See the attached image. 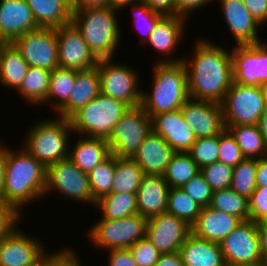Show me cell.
I'll return each mask as SVG.
<instances>
[{"label": "cell", "instance_id": "obj_1", "mask_svg": "<svg viewBox=\"0 0 267 266\" xmlns=\"http://www.w3.org/2000/svg\"><path fill=\"white\" fill-rule=\"evenodd\" d=\"M208 38V35L196 38L193 52L183 54L189 97L221 105L233 82L232 48L228 50Z\"/></svg>", "mask_w": 267, "mask_h": 266}, {"label": "cell", "instance_id": "obj_2", "mask_svg": "<svg viewBox=\"0 0 267 266\" xmlns=\"http://www.w3.org/2000/svg\"><path fill=\"white\" fill-rule=\"evenodd\" d=\"M47 168L22 146L7 147L2 201L13 206L23 217L33 203L44 202ZM28 206V207H27ZM23 210V211H22Z\"/></svg>", "mask_w": 267, "mask_h": 266}, {"label": "cell", "instance_id": "obj_3", "mask_svg": "<svg viewBox=\"0 0 267 266\" xmlns=\"http://www.w3.org/2000/svg\"><path fill=\"white\" fill-rule=\"evenodd\" d=\"M151 67L152 83L148 91L142 89L141 107L152 119L160 113L180 109L190 97L187 69L183 61L155 62Z\"/></svg>", "mask_w": 267, "mask_h": 266}, {"label": "cell", "instance_id": "obj_4", "mask_svg": "<svg viewBox=\"0 0 267 266\" xmlns=\"http://www.w3.org/2000/svg\"><path fill=\"white\" fill-rule=\"evenodd\" d=\"M120 13L109 6L75 10L72 13L71 22L97 59L115 58L120 51L123 43Z\"/></svg>", "mask_w": 267, "mask_h": 266}, {"label": "cell", "instance_id": "obj_5", "mask_svg": "<svg viewBox=\"0 0 267 266\" xmlns=\"http://www.w3.org/2000/svg\"><path fill=\"white\" fill-rule=\"evenodd\" d=\"M27 129L20 145L46 168L68 158L70 141L74 136L69 119L55 115L38 118L29 128L27 125Z\"/></svg>", "mask_w": 267, "mask_h": 266}, {"label": "cell", "instance_id": "obj_6", "mask_svg": "<svg viewBox=\"0 0 267 266\" xmlns=\"http://www.w3.org/2000/svg\"><path fill=\"white\" fill-rule=\"evenodd\" d=\"M130 107L100 93L70 118L74 134L107 139L113 127Z\"/></svg>", "mask_w": 267, "mask_h": 266}, {"label": "cell", "instance_id": "obj_7", "mask_svg": "<svg viewBox=\"0 0 267 266\" xmlns=\"http://www.w3.org/2000/svg\"><path fill=\"white\" fill-rule=\"evenodd\" d=\"M147 219L140 214L117 220L98 218L86 232L89 244L98 250L128 249L145 237Z\"/></svg>", "mask_w": 267, "mask_h": 266}, {"label": "cell", "instance_id": "obj_8", "mask_svg": "<svg viewBox=\"0 0 267 266\" xmlns=\"http://www.w3.org/2000/svg\"><path fill=\"white\" fill-rule=\"evenodd\" d=\"M115 58L98 59L100 92L126 103L130 108L141 106L142 89L140 72L130 64Z\"/></svg>", "mask_w": 267, "mask_h": 266}, {"label": "cell", "instance_id": "obj_9", "mask_svg": "<svg viewBox=\"0 0 267 266\" xmlns=\"http://www.w3.org/2000/svg\"><path fill=\"white\" fill-rule=\"evenodd\" d=\"M53 192L65 198L66 202L72 199L74 205L76 201L82 206L88 204L94 208L89 175L81 171L69 158L59 160L47 167L44 199Z\"/></svg>", "mask_w": 267, "mask_h": 266}, {"label": "cell", "instance_id": "obj_10", "mask_svg": "<svg viewBox=\"0 0 267 266\" xmlns=\"http://www.w3.org/2000/svg\"><path fill=\"white\" fill-rule=\"evenodd\" d=\"M152 130V119L144 109L141 106L132 107L113 127L106 142L115 157L133 158Z\"/></svg>", "mask_w": 267, "mask_h": 266}, {"label": "cell", "instance_id": "obj_11", "mask_svg": "<svg viewBox=\"0 0 267 266\" xmlns=\"http://www.w3.org/2000/svg\"><path fill=\"white\" fill-rule=\"evenodd\" d=\"M221 106L226 129L231 125H257L266 110L259 86L243 85L234 81Z\"/></svg>", "mask_w": 267, "mask_h": 266}, {"label": "cell", "instance_id": "obj_12", "mask_svg": "<svg viewBox=\"0 0 267 266\" xmlns=\"http://www.w3.org/2000/svg\"><path fill=\"white\" fill-rule=\"evenodd\" d=\"M20 227L0 241V266H38L53 252V248L49 251L45 247L43 239L27 234Z\"/></svg>", "mask_w": 267, "mask_h": 266}, {"label": "cell", "instance_id": "obj_13", "mask_svg": "<svg viewBox=\"0 0 267 266\" xmlns=\"http://www.w3.org/2000/svg\"><path fill=\"white\" fill-rule=\"evenodd\" d=\"M12 43L30 67L50 71L59 67L56 28L39 27L17 37Z\"/></svg>", "mask_w": 267, "mask_h": 266}, {"label": "cell", "instance_id": "obj_14", "mask_svg": "<svg viewBox=\"0 0 267 266\" xmlns=\"http://www.w3.org/2000/svg\"><path fill=\"white\" fill-rule=\"evenodd\" d=\"M219 245L227 264L263 266L259 233L254 221H242Z\"/></svg>", "mask_w": 267, "mask_h": 266}, {"label": "cell", "instance_id": "obj_15", "mask_svg": "<svg viewBox=\"0 0 267 266\" xmlns=\"http://www.w3.org/2000/svg\"><path fill=\"white\" fill-rule=\"evenodd\" d=\"M231 47L234 82L250 86L267 82V41Z\"/></svg>", "mask_w": 267, "mask_h": 266}, {"label": "cell", "instance_id": "obj_16", "mask_svg": "<svg viewBox=\"0 0 267 266\" xmlns=\"http://www.w3.org/2000/svg\"><path fill=\"white\" fill-rule=\"evenodd\" d=\"M188 19L178 15H164L156 24L154 30L151 32L146 45H150L159 55L158 63L166 62H180L183 61L184 55L181 56L175 53L180 52V44L185 42L183 39L186 36ZM177 51V52H176ZM173 58H172V56ZM161 56V57H160Z\"/></svg>", "mask_w": 267, "mask_h": 266}, {"label": "cell", "instance_id": "obj_17", "mask_svg": "<svg viewBox=\"0 0 267 266\" xmlns=\"http://www.w3.org/2000/svg\"><path fill=\"white\" fill-rule=\"evenodd\" d=\"M191 234V226L183 219L163 213L147 219L145 237L161 254L179 252Z\"/></svg>", "mask_w": 267, "mask_h": 266}, {"label": "cell", "instance_id": "obj_18", "mask_svg": "<svg viewBox=\"0 0 267 266\" xmlns=\"http://www.w3.org/2000/svg\"><path fill=\"white\" fill-rule=\"evenodd\" d=\"M56 33L59 67L81 71L97 66L98 59L72 22L56 28Z\"/></svg>", "mask_w": 267, "mask_h": 266}, {"label": "cell", "instance_id": "obj_19", "mask_svg": "<svg viewBox=\"0 0 267 266\" xmlns=\"http://www.w3.org/2000/svg\"><path fill=\"white\" fill-rule=\"evenodd\" d=\"M220 6L234 45H253L264 41L259 35L263 28L250 14L243 0H215ZM222 10V11H221Z\"/></svg>", "mask_w": 267, "mask_h": 266}, {"label": "cell", "instance_id": "obj_20", "mask_svg": "<svg viewBox=\"0 0 267 266\" xmlns=\"http://www.w3.org/2000/svg\"><path fill=\"white\" fill-rule=\"evenodd\" d=\"M180 109L196 138L217 136L226 129L220 104L189 98Z\"/></svg>", "mask_w": 267, "mask_h": 266}, {"label": "cell", "instance_id": "obj_21", "mask_svg": "<svg viewBox=\"0 0 267 266\" xmlns=\"http://www.w3.org/2000/svg\"><path fill=\"white\" fill-rule=\"evenodd\" d=\"M38 28L26 0H0V43H11Z\"/></svg>", "mask_w": 267, "mask_h": 266}, {"label": "cell", "instance_id": "obj_22", "mask_svg": "<svg viewBox=\"0 0 267 266\" xmlns=\"http://www.w3.org/2000/svg\"><path fill=\"white\" fill-rule=\"evenodd\" d=\"M152 129L175 152H188L197 139L193 129L185 122L181 109L154 116Z\"/></svg>", "mask_w": 267, "mask_h": 266}, {"label": "cell", "instance_id": "obj_23", "mask_svg": "<svg viewBox=\"0 0 267 266\" xmlns=\"http://www.w3.org/2000/svg\"><path fill=\"white\" fill-rule=\"evenodd\" d=\"M170 186L163 175L145 174L138 191V214L149 219L166 213Z\"/></svg>", "mask_w": 267, "mask_h": 266}, {"label": "cell", "instance_id": "obj_24", "mask_svg": "<svg viewBox=\"0 0 267 266\" xmlns=\"http://www.w3.org/2000/svg\"><path fill=\"white\" fill-rule=\"evenodd\" d=\"M241 222L238 217L206 206L191 225V233L200 239L220 243Z\"/></svg>", "mask_w": 267, "mask_h": 266}, {"label": "cell", "instance_id": "obj_25", "mask_svg": "<svg viewBox=\"0 0 267 266\" xmlns=\"http://www.w3.org/2000/svg\"><path fill=\"white\" fill-rule=\"evenodd\" d=\"M175 151L153 130L132 158L145 174L163 175Z\"/></svg>", "mask_w": 267, "mask_h": 266}, {"label": "cell", "instance_id": "obj_26", "mask_svg": "<svg viewBox=\"0 0 267 266\" xmlns=\"http://www.w3.org/2000/svg\"><path fill=\"white\" fill-rule=\"evenodd\" d=\"M75 136V140L71 138L70 141L68 158L81 171L89 174L91 170L111 155L106 139L80 136L77 134Z\"/></svg>", "mask_w": 267, "mask_h": 266}, {"label": "cell", "instance_id": "obj_27", "mask_svg": "<svg viewBox=\"0 0 267 266\" xmlns=\"http://www.w3.org/2000/svg\"><path fill=\"white\" fill-rule=\"evenodd\" d=\"M100 93V78L97 67L89 70H76V80L68 101L54 115L69 119Z\"/></svg>", "mask_w": 267, "mask_h": 266}, {"label": "cell", "instance_id": "obj_28", "mask_svg": "<svg viewBox=\"0 0 267 266\" xmlns=\"http://www.w3.org/2000/svg\"><path fill=\"white\" fill-rule=\"evenodd\" d=\"M185 266H224L219 243L200 239L192 233L179 249Z\"/></svg>", "mask_w": 267, "mask_h": 266}, {"label": "cell", "instance_id": "obj_29", "mask_svg": "<svg viewBox=\"0 0 267 266\" xmlns=\"http://www.w3.org/2000/svg\"><path fill=\"white\" fill-rule=\"evenodd\" d=\"M38 27L59 28L71 23V0H26Z\"/></svg>", "mask_w": 267, "mask_h": 266}, {"label": "cell", "instance_id": "obj_30", "mask_svg": "<svg viewBox=\"0 0 267 266\" xmlns=\"http://www.w3.org/2000/svg\"><path fill=\"white\" fill-rule=\"evenodd\" d=\"M29 65L11 43H0V85L15 92L20 88Z\"/></svg>", "mask_w": 267, "mask_h": 266}, {"label": "cell", "instance_id": "obj_31", "mask_svg": "<svg viewBox=\"0 0 267 266\" xmlns=\"http://www.w3.org/2000/svg\"><path fill=\"white\" fill-rule=\"evenodd\" d=\"M50 75V70L29 66L20 88L16 91L21 97L19 99L35 109L38 107L41 109L47 98Z\"/></svg>", "mask_w": 267, "mask_h": 266}, {"label": "cell", "instance_id": "obj_32", "mask_svg": "<svg viewBox=\"0 0 267 266\" xmlns=\"http://www.w3.org/2000/svg\"><path fill=\"white\" fill-rule=\"evenodd\" d=\"M102 219L117 220L138 214L136 193H110L99 198L94 209Z\"/></svg>", "mask_w": 267, "mask_h": 266}, {"label": "cell", "instance_id": "obj_33", "mask_svg": "<svg viewBox=\"0 0 267 266\" xmlns=\"http://www.w3.org/2000/svg\"><path fill=\"white\" fill-rule=\"evenodd\" d=\"M75 80V69L57 67L51 71L49 90L44 107H50V111L55 114L68 101Z\"/></svg>", "mask_w": 267, "mask_h": 266}, {"label": "cell", "instance_id": "obj_34", "mask_svg": "<svg viewBox=\"0 0 267 266\" xmlns=\"http://www.w3.org/2000/svg\"><path fill=\"white\" fill-rule=\"evenodd\" d=\"M227 129L234 136L244 158L267 156V147L257 125H231Z\"/></svg>", "mask_w": 267, "mask_h": 266}, {"label": "cell", "instance_id": "obj_35", "mask_svg": "<svg viewBox=\"0 0 267 266\" xmlns=\"http://www.w3.org/2000/svg\"><path fill=\"white\" fill-rule=\"evenodd\" d=\"M144 171L132 158L115 157V175L111 193H137Z\"/></svg>", "mask_w": 267, "mask_h": 266}, {"label": "cell", "instance_id": "obj_36", "mask_svg": "<svg viewBox=\"0 0 267 266\" xmlns=\"http://www.w3.org/2000/svg\"><path fill=\"white\" fill-rule=\"evenodd\" d=\"M198 173L200 168L188 152H175L163 177L170 188H181Z\"/></svg>", "mask_w": 267, "mask_h": 266}, {"label": "cell", "instance_id": "obj_37", "mask_svg": "<svg viewBox=\"0 0 267 266\" xmlns=\"http://www.w3.org/2000/svg\"><path fill=\"white\" fill-rule=\"evenodd\" d=\"M209 207L238 217L241 221L250 220L248 198L231 188L214 191Z\"/></svg>", "mask_w": 267, "mask_h": 266}, {"label": "cell", "instance_id": "obj_38", "mask_svg": "<svg viewBox=\"0 0 267 266\" xmlns=\"http://www.w3.org/2000/svg\"><path fill=\"white\" fill-rule=\"evenodd\" d=\"M202 206L180 188H170L166 213L183 219L190 226L197 220Z\"/></svg>", "mask_w": 267, "mask_h": 266}, {"label": "cell", "instance_id": "obj_39", "mask_svg": "<svg viewBox=\"0 0 267 266\" xmlns=\"http://www.w3.org/2000/svg\"><path fill=\"white\" fill-rule=\"evenodd\" d=\"M92 200L95 203L104 195L110 194L115 175V156L110 155L89 172Z\"/></svg>", "mask_w": 267, "mask_h": 266}, {"label": "cell", "instance_id": "obj_40", "mask_svg": "<svg viewBox=\"0 0 267 266\" xmlns=\"http://www.w3.org/2000/svg\"><path fill=\"white\" fill-rule=\"evenodd\" d=\"M129 7V8H128ZM128 7H125L124 10L129 9L131 11V19H133V26L135 31L139 33V41L142 44H146L148 41L151 32L154 30L157 22L164 16L161 13L151 10L145 3L142 1L131 4Z\"/></svg>", "mask_w": 267, "mask_h": 266}, {"label": "cell", "instance_id": "obj_41", "mask_svg": "<svg viewBox=\"0 0 267 266\" xmlns=\"http://www.w3.org/2000/svg\"><path fill=\"white\" fill-rule=\"evenodd\" d=\"M257 159L244 158L233 168L231 189L249 198L256 189Z\"/></svg>", "mask_w": 267, "mask_h": 266}, {"label": "cell", "instance_id": "obj_42", "mask_svg": "<svg viewBox=\"0 0 267 266\" xmlns=\"http://www.w3.org/2000/svg\"><path fill=\"white\" fill-rule=\"evenodd\" d=\"M188 153L200 169L219 161V135L197 138Z\"/></svg>", "mask_w": 267, "mask_h": 266}, {"label": "cell", "instance_id": "obj_43", "mask_svg": "<svg viewBox=\"0 0 267 266\" xmlns=\"http://www.w3.org/2000/svg\"><path fill=\"white\" fill-rule=\"evenodd\" d=\"M212 191L231 188L233 168L223 162L217 161L200 169Z\"/></svg>", "mask_w": 267, "mask_h": 266}, {"label": "cell", "instance_id": "obj_44", "mask_svg": "<svg viewBox=\"0 0 267 266\" xmlns=\"http://www.w3.org/2000/svg\"><path fill=\"white\" fill-rule=\"evenodd\" d=\"M244 159L241 149L228 129L219 135V161L234 168Z\"/></svg>", "mask_w": 267, "mask_h": 266}, {"label": "cell", "instance_id": "obj_45", "mask_svg": "<svg viewBox=\"0 0 267 266\" xmlns=\"http://www.w3.org/2000/svg\"><path fill=\"white\" fill-rule=\"evenodd\" d=\"M180 189L188 194L200 206L206 207L210 205L213 191L201 172L194 176Z\"/></svg>", "mask_w": 267, "mask_h": 266}, {"label": "cell", "instance_id": "obj_46", "mask_svg": "<svg viewBox=\"0 0 267 266\" xmlns=\"http://www.w3.org/2000/svg\"><path fill=\"white\" fill-rule=\"evenodd\" d=\"M128 249L137 263V266H155L161 255L147 237L138 240Z\"/></svg>", "mask_w": 267, "mask_h": 266}, {"label": "cell", "instance_id": "obj_47", "mask_svg": "<svg viewBox=\"0 0 267 266\" xmlns=\"http://www.w3.org/2000/svg\"><path fill=\"white\" fill-rule=\"evenodd\" d=\"M248 201L250 220L256 223L267 222V187H256Z\"/></svg>", "mask_w": 267, "mask_h": 266}, {"label": "cell", "instance_id": "obj_48", "mask_svg": "<svg viewBox=\"0 0 267 266\" xmlns=\"http://www.w3.org/2000/svg\"><path fill=\"white\" fill-rule=\"evenodd\" d=\"M24 219L13 206L0 200V241L24 222Z\"/></svg>", "mask_w": 267, "mask_h": 266}, {"label": "cell", "instance_id": "obj_49", "mask_svg": "<svg viewBox=\"0 0 267 266\" xmlns=\"http://www.w3.org/2000/svg\"><path fill=\"white\" fill-rule=\"evenodd\" d=\"M83 260L76 249L69 245L61 247L48 256V266H83Z\"/></svg>", "mask_w": 267, "mask_h": 266}, {"label": "cell", "instance_id": "obj_50", "mask_svg": "<svg viewBox=\"0 0 267 266\" xmlns=\"http://www.w3.org/2000/svg\"><path fill=\"white\" fill-rule=\"evenodd\" d=\"M213 3L216 4L215 0H175V15L189 20L192 18L191 15L199 13L198 11Z\"/></svg>", "mask_w": 267, "mask_h": 266}, {"label": "cell", "instance_id": "obj_51", "mask_svg": "<svg viewBox=\"0 0 267 266\" xmlns=\"http://www.w3.org/2000/svg\"><path fill=\"white\" fill-rule=\"evenodd\" d=\"M106 253L107 266H137L129 249H111Z\"/></svg>", "mask_w": 267, "mask_h": 266}, {"label": "cell", "instance_id": "obj_52", "mask_svg": "<svg viewBox=\"0 0 267 266\" xmlns=\"http://www.w3.org/2000/svg\"><path fill=\"white\" fill-rule=\"evenodd\" d=\"M250 14L264 27L267 25V0H243Z\"/></svg>", "mask_w": 267, "mask_h": 266}, {"label": "cell", "instance_id": "obj_53", "mask_svg": "<svg viewBox=\"0 0 267 266\" xmlns=\"http://www.w3.org/2000/svg\"><path fill=\"white\" fill-rule=\"evenodd\" d=\"M151 10L162 15H175V0H141Z\"/></svg>", "mask_w": 267, "mask_h": 266}, {"label": "cell", "instance_id": "obj_54", "mask_svg": "<svg viewBox=\"0 0 267 266\" xmlns=\"http://www.w3.org/2000/svg\"><path fill=\"white\" fill-rule=\"evenodd\" d=\"M259 233L260 254L263 266H267V222L256 223Z\"/></svg>", "mask_w": 267, "mask_h": 266}, {"label": "cell", "instance_id": "obj_55", "mask_svg": "<svg viewBox=\"0 0 267 266\" xmlns=\"http://www.w3.org/2000/svg\"><path fill=\"white\" fill-rule=\"evenodd\" d=\"M72 11L87 8H104L108 6V0H71Z\"/></svg>", "mask_w": 267, "mask_h": 266}, {"label": "cell", "instance_id": "obj_56", "mask_svg": "<svg viewBox=\"0 0 267 266\" xmlns=\"http://www.w3.org/2000/svg\"><path fill=\"white\" fill-rule=\"evenodd\" d=\"M256 186L267 187V156L257 159Z\"/></svg>", "mask_w": 267, "mask_h": 266}, {"label": "cell", "instance_id": "obj_57", "mask_svg": "<svg viewBox=\"0 0 267 266\" xmlns=\"http://www.w3.org/2000/svg\"><path fill=\"white\" fill-rule=\"evenodd\" d=\"M155 266H185L179 252L161 254Z\"/></svg>", "mask_w": 267, "mask_h": 266}, {"label": "cell", "instance_id": "obj_58", "mask_svg": "<svg viewBox=\"0 0 267 266\" xmlns=\"http://www.w3.org/2000/svg\"><path fill=\"white\" fill-rule=\"evenodd\" d=\"M7 145L0 141V200H2V191L4 187V177L6 169Z\"/></svg>", "mask_w": 267, "mask_h": 266}, {"label": "cell", "instance_id": "obj_59", "mask_svg": "<svg viewBox=\"0 0 267 266\" xmlns=\"http://www.w3.org/2000/svg\"><path fill=\"white\" fill-rule=\"evenodd\" d=\"M140 1L141 0H108V6L121 12L125 7Z\"/></svg>", "mask_w": 267, "mask_h": 266}, {"label": "cell", "instance_id": "obj_60", "mask_svg": "<svg viewBox=\"0 0 267 266\" xmlns=\"http://www.w3.org/2000/svg\"><path fill=\"white\" fill-rule=\"evenodd\" d=\"M257 126L259 128V131L261 132V135L264 139V143L267 147V109L264 111V113L259 118Z\"/></svg>", "mask_w": 267, "mask_h": 266}, {"label": "cell", "instance_id": "obj_61", "mask_svg": "<svg viewBox=\"0 0 267 266\" xmlns=\"http://www.w3.org/2000/svg\"><path fill=\"white\" fill-rule=\"evenodd\" d=\"M259 87L261 89L262 96L264 98L265 106H266V109H267V82L262 83Z\"/></svg>", "mask_w": 267, "mask_h": 266}, {"label": "cell", "instance_id": "obj_62", "mask_svg": "<svg viewBox=\"0 0 267 266\" xmlns=\"http://www.w3.org/2000/svg\"><path fill=\"white\" fill-rule=\"evenodd\" d=\"M38 266H48V257L42 263H40Z\"/></svg>", "mask_w": 267, "mask_h": 266}, {"label": "cell", "instance_id": "obj_63", "mask_svg": "<svg viewBox=\"0 0 267 266\" xmlns=\"http://www.w3.org/2000/svg\"><path fill=\"white\" fill-rule=\"evenodd\" d=\"M224 266H252V265H240V264H227L225 263Z\"/></svg>", "mask_w": 267, "mask_h": 266}]
</instances>
